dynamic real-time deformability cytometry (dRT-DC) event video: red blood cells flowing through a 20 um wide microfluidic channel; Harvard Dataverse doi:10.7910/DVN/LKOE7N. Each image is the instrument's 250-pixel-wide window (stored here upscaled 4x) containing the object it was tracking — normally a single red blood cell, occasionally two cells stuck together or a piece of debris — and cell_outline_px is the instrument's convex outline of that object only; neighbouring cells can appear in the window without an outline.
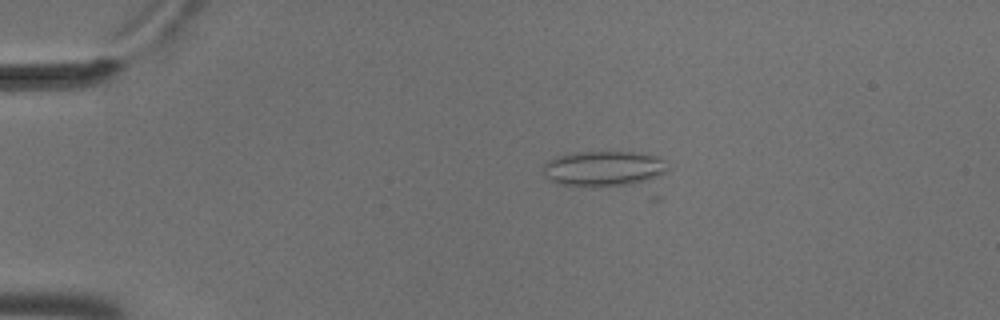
{"species": "common noctule bat (a hibernating species)", "species_latin": "Nyctalus noctula", "temperature_condition": "cold", "stored_images_in_passage": 8, "camera_frame_rate_fps": 3000, "um_per_image_px": 0.085, "animal": {"sex": "male", "body_mass_g": 18.8}, "frame": {"image": 1, "passage_image": 5, "time_ms": 1.333, "image_size_px": [1000, 320], "cell_outline_px": [[668, 168], [664, 172], [656, 176], [632, 184], [600, 188], [592, 188], [556, 184], [548, 180], [544, 176], [544, 164], [548, 160], [556, 156], [576, 152], [636, 152], [656, 156], [664, 160]], "centroid_in_image_um": [51.23, 14.35], "position_along_channel_um": 33.8, "area_um2": 26.01}}